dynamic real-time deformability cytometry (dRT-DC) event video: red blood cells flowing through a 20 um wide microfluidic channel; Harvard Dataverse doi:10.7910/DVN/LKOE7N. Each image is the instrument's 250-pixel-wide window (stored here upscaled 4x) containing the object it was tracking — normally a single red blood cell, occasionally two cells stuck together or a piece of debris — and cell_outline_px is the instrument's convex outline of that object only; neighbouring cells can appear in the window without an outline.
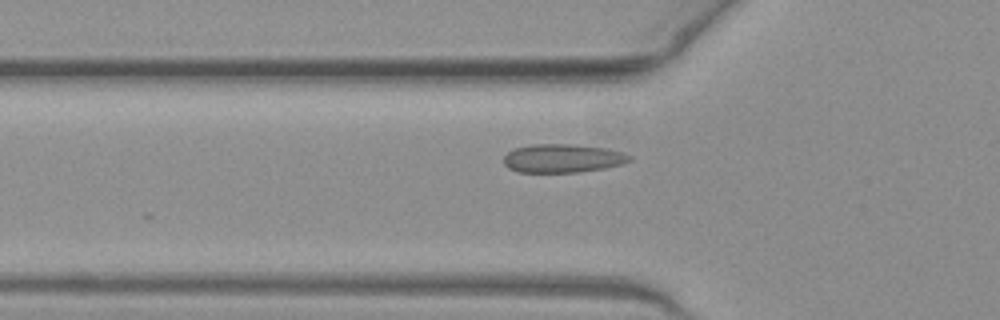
{"species": "common noctule bat (a hibernating species)", "species_latin": "Nyctalus noctula", "temperature_condition": "warm", "stored_images_in_passage": 36, "camera_frame_rate_fps": 3000, "um_per_image_px": 0.085, "animal": {"sex": "female", "body_mass_g": 19.3, "forearm_length_mm": 54.1}, "frame": {"image": 1, "passage_image": 2, "time_ms": 0.333, "image_size_px": [1000, 320], "cell_outline_px": [[632, 160], [624, 164], [604, 168], [580, 172], [516, 172], [508, 168], [504, 164], [504, 156], [508, 152], [516, 148], [532, 144], [572, 144], [604, 148], [624, 152], [632, 156]], "centroid_in_image_um": [47.85, 13.46], "position_along_channel_um": 78.0, "area_um2": 21.04}}
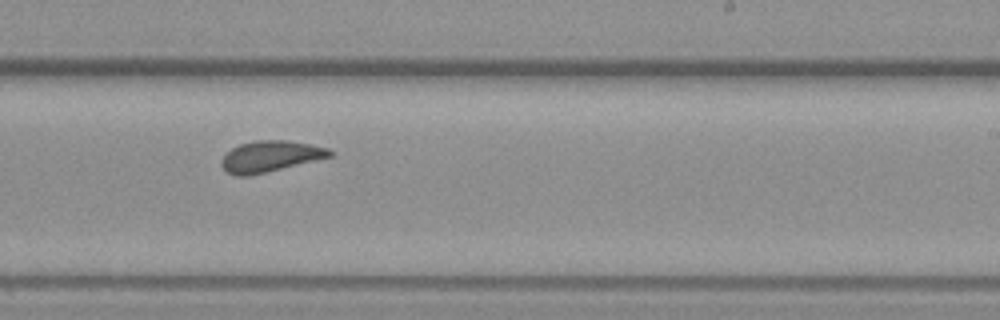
{"frame": {"image": 2, "passage_image": 16, "time_ms": 5.0, "image_size_px": [1000, 320], "cell_outline_px": [[332, 156], [248, 176], [240, 176], [228, 172], [220, 164], [220, 160], [232, 148], [240, 144], [256, 140], [288, 140], [328, 148], [332, 152]], "centroid_in_image_um": [22.95, 13.28], "position_along_channel_um": 266.1, "area_um2": 19.19}}
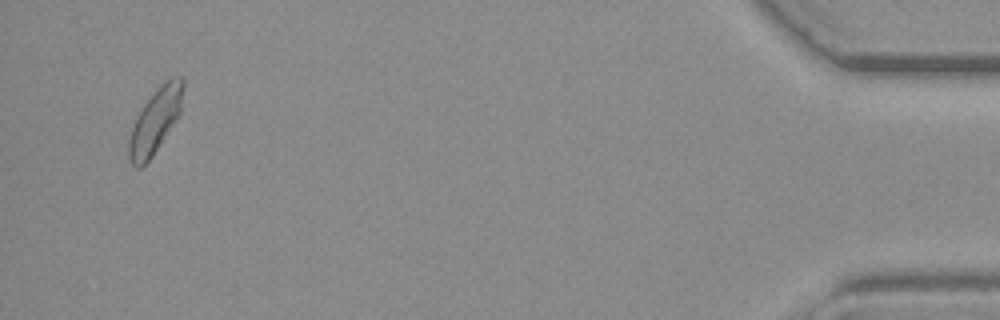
{"frame": {"image": 3, "passage_image": 34, "time_ms": 11.0, "image_size_px": [1000, 320], "cell_outline_px": [[184, 88], [180, 112], [176, 120], [152, 156], [140, 168], [136, 168], [132, 164], [128, 156], [128, 140], [136, 116], [144, 104], [156, 88], [160, 84], [172, 76], [180, 76], [184, 80]], "centroid_in_image_um": [13.2, 10.23], "position_along_channel_um": 422.0, "area_um2": 20.35}, "authors_computed_cell_mechanics": {"area_um2": 19.5653, "velocity_mm_per_s": 4.0236, "shape_relaxation_time_tau1_ms": 11.2701, "shape_relaxation_time_tau2_ms": 1.4298, "deformation_change_tau1": 0.1875, "deformation_change_tau2": 0.0503}}